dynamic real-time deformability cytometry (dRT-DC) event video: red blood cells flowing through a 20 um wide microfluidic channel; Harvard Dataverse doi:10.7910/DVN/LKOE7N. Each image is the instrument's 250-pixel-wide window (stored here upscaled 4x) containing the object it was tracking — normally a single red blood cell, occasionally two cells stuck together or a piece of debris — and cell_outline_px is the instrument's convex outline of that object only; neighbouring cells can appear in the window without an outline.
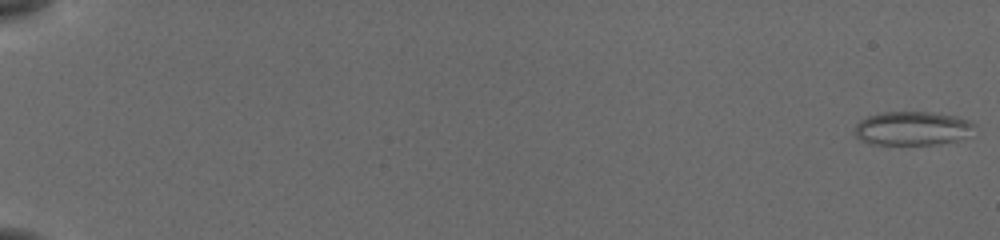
{"species": "common noctule bat (a hibernating species)", "species_latin": "Nyctalus noctula", "temperature_condition": "cold", "stored_images_in_passage": 54, "camera_frame_rate_fps": 3000, "um_per_image_px": 0.085, "animal": {"sex": "female", "body_mass_g": 19.5, "forearm_length_mm": 54.1}, "frame": {"image": 1, "passage_image": 1, "time_ms": 0.0, "image_size_px": [1000, 240], "cell_outline_px": [[976, 136], [936, 144], [868, 144], [860, 140], [852, 132], [856, 124], [860, 120], [868, 116], [884, 112], [932, 112], [956, 116], [968, 120], [976, 124]], "centroid_in_image_um": [77.61, 10.92], "position_along_channel_um": 7.4, "area_um2": 24.16}}
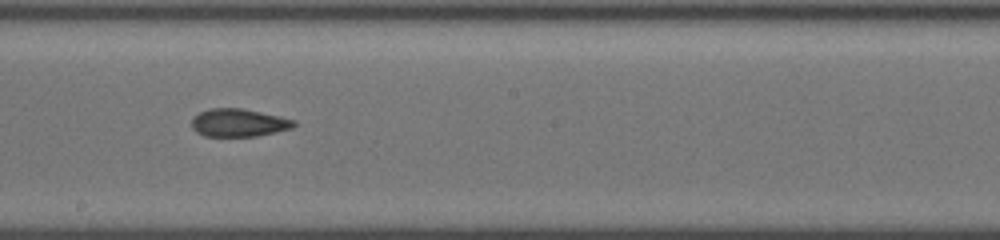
{"frame": {"image": 2, "passage_image": 34, "time_ms": 11.0, "image_size_px": [1000, 240], "cell_outline_px": [[296, 124], [292, 128], [256, 136], [204, 136], [196, 132], [192, 128], [192, 116], [208, 108], [244, 108], [280, 116], [296, 120]], "centroid_in_image_um": [20.27, 10.42], "position_along_channel_um": 227.9, "area_um2": 16.76}}
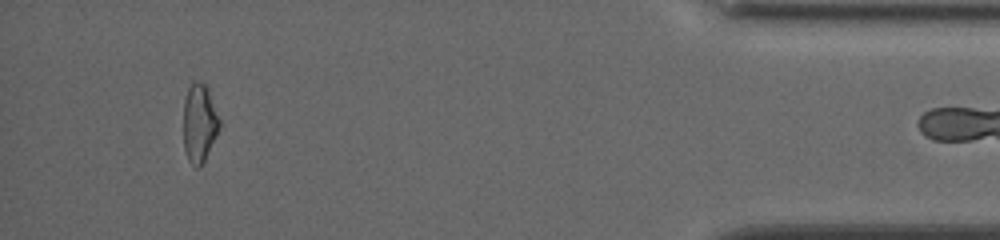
{"frame": {"image": 3, "passage_image": 53, "time_ms": 17.333, "image_size_px": [1000, 240], "cell_outline_px": [[220, 124], [204, 160], [196, 168], [188, 160], [184, 148], [184, 100], [188, 88], [192, 80], [200, 80], [208, 88], [220, 120]], "centroid_in_image_um": [16.92, 10.39], "position_along_channel_um": 418.3, "area_um2": 16.18}}